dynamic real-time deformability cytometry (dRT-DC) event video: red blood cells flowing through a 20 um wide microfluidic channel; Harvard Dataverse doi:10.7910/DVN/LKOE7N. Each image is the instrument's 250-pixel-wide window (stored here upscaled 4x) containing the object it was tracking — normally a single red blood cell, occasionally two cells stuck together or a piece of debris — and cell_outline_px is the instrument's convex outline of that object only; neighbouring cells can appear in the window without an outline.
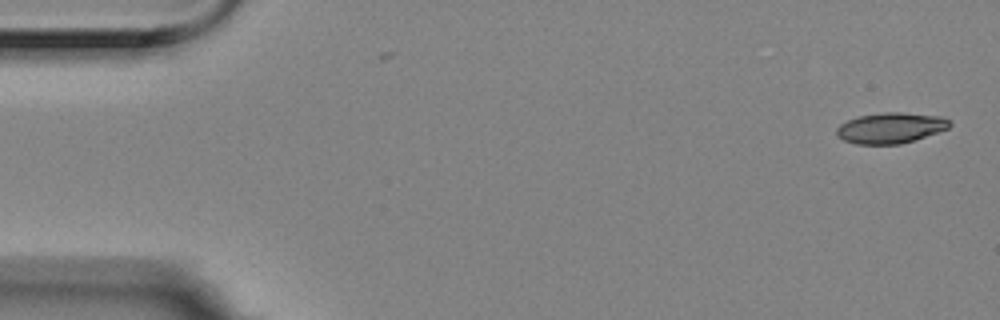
{"species": "Egyptian fruit bat (a non-hibernating species)", "species_latin": "Rousettus aegyptiacus", "temperature_condition": "room temperature", "stored_images_in_passage": 5, "camera_frame_rate_fps": 3000, "um_per_image_px": 0.085, "animal": {"sex": "female"}, "frame": {"image": 1, "passage_image": 1, "time_ms": 0.0, "image_size_px": [1000, 320], "cell_outline_px": [[952, 124], [948, 128], [900, 144], [856, 144], [844, 140], [836, 136], [836, 128], [840, 124], [848, 120], [860, 116], [884, 112], [900, 112], [940, 116], [948, 120]], "centroid_in_image_um": [75.66, 10.87], "position_along_channel_um": 9.3, "area_um2": 19.94}}
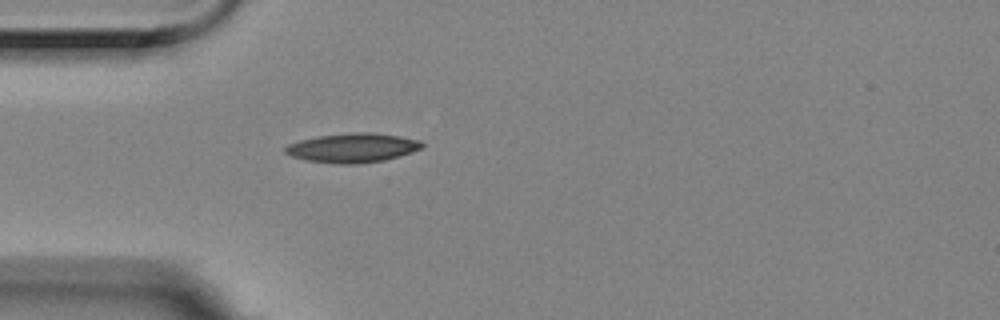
{"frame": {"image": 2, "passage_image": 5, "time_ms": 1.333, "image_size_px": [1000, 320], "cell_outline_px": [[424, 148], [412, 152], [384, 160], [356, 164], [340, 164], [304, 160], [292, 156], [284, 152], [284, 148], [288, 144], [300, 140], [316, 136], [348, 132], [372, 132], [420, 140], [424, 144]], "centroid_in_image_um": [29.95, 12.56], "position_along_channel_um": 55.0, "area_um2": 23.41}}